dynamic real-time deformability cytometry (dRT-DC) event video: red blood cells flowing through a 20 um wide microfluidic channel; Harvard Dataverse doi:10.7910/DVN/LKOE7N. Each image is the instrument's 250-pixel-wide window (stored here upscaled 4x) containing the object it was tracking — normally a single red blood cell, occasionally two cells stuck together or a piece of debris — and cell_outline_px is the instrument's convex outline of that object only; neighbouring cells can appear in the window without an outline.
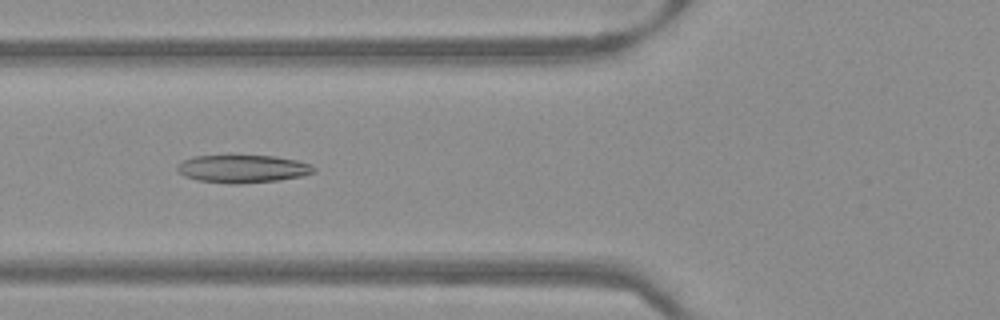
{"species": "Egyptian fruit bat (a non-hibernating species)", "species_latin": "Rousettus aegyptiacus", "temperature_condition": "warm", "stored_images_in_passage": 47, "camera_frame_rate_fps": 3000, "um_per_image_px": 0.085, "frame": {"image": 1, "passage_image": 16, "time_ms": 5.0, "image_size_px": [1000, 320], "cell_outline_px": [[316, 172], [304, 176], [276, 180], [240, 184], [232, 184], [196, 180], [184, 176], [176, 168], [176, 164], [192, 156], [276, 156], [296, 160], [312, 164], [316, 168]], "centroid_in_image_um": [20.65, 14.35], "position_along_channel_um": 105.2, "area_um2": 22.25}}
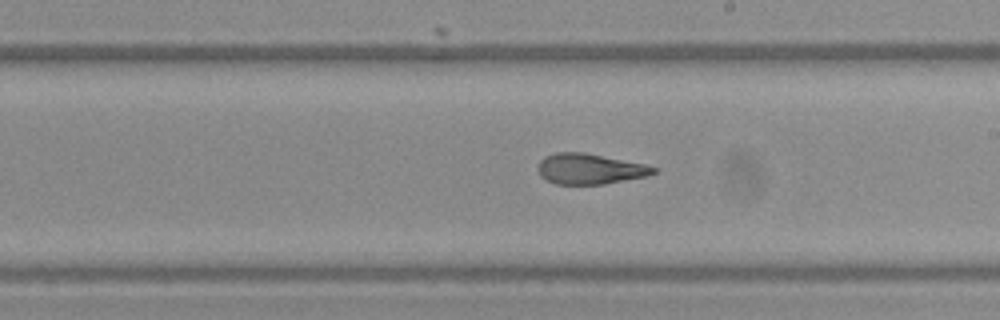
{"frame": {"image": 2, "passage_image": 26, "time_ms": 8.333, "image_size_px": [1000, 320], "cell_outline_px": [[660, 168], [656, 172], [648, 176], [604, 184], [556, 184], [540, 176], [536, 168], [540, 160], [544, 156], [556, 152], [584, 152], [644, 164]], "centroid_in_image_um": [50.12, 14.35], "position_along_channel_um": 238.9, "area_um2": 20.69}}
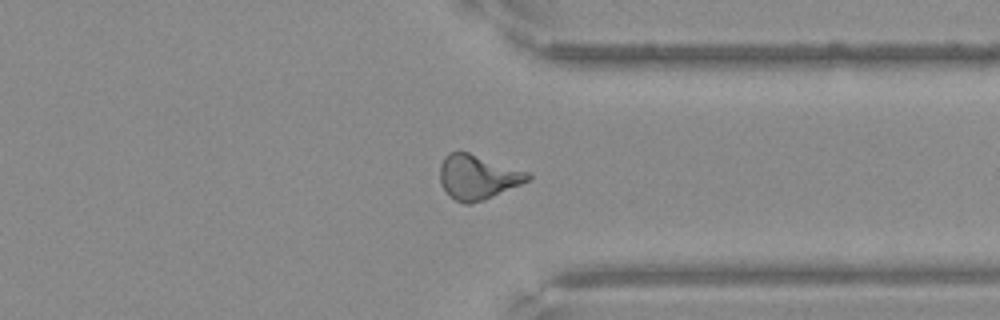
{"frame": {"image": 3, "passage_image": 36, "time_ms": 11.667, "image_size_px": [1000, 320], "cell_outline_px": [[532, 176], [528, 180], [520, 184], [484, 200], [468, 204], [464, 204], [448, 196], [440, 184], [440, 164], [444, 156], [448, 152], [468, 152], [528, 172]], "centroid_in_image_um": [40.55, 15.05], "position_along_channel_um": 370.9, "area_um2": 22.66}}